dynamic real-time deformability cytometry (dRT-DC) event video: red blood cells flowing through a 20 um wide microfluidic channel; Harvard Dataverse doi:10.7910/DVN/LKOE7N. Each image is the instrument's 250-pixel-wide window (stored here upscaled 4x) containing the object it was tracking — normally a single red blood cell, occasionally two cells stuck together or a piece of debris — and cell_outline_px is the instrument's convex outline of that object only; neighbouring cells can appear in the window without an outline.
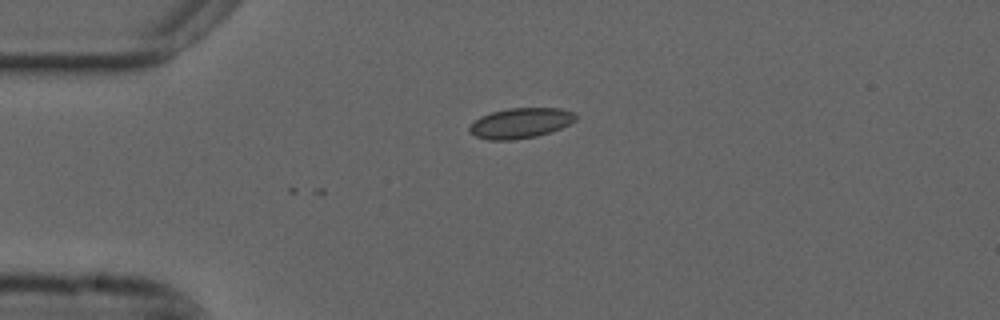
{"species": "common noctule bat (a hibernating species)", "species_latin": "Nyctalus noctula", "temperature_condition": "cold", "stored_images_in_passage": 2, "camera_frame_rate_fps": 3000, "um_per_image_px": 0.085, "animal": {"sex": "male", "forearm_length_mm": 52.5}, "frame": {"image": 1, "passage_image": 2, "time_ms": 0.333, "image_size_px": [1000, 320], "cell_outline_px": [[576, 120], [560, 128], [536, 136], [512, 140], [488, 140], [476, 136], [468, 132], [468, 128], [480, 116], [492, 112], [508, 108], [560, 108], [576, 112]], "centroid_in_image_um": [44.24, 10.45], "position_along_channel_um": 40.8, "area_um2": 18.67}}